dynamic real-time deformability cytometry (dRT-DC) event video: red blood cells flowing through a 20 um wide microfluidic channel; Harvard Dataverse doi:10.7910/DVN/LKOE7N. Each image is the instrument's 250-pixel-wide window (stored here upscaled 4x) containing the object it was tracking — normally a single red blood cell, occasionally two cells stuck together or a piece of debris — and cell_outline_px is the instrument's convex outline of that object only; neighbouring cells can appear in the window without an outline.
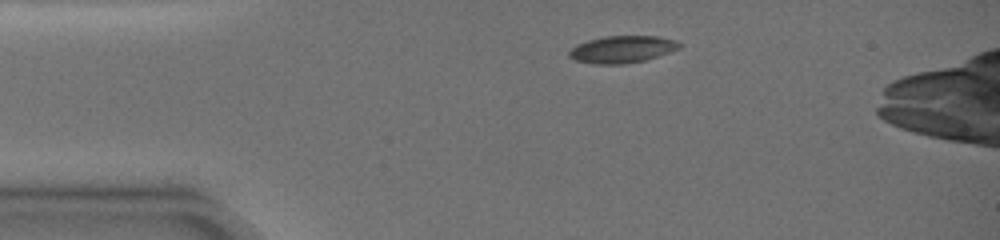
{"species": "common noctule bat (a hibernating species)", "species_latin": "Nyctalus noctula", "temperature_condition": "warm", "stored_images_in_passage": 12, "camera_frame_rate_fps": 3000, "um_per_image_px": 0.085, "animal": {"sex": "female", "body_mass_g": 19.0, "forearm_length_mm": 51.5}, "frame": {"image": 1, "passage_image": 1, "time_ms": 0.0, "image_size_px": [1000, 240], "cell_outline_px": [[680, 48], [644, 60], [624, 64], [592, 64], [576, 60], [568, 56], [568, 52], [576, 44], [588, 40], [604, 36], [656, 36], [676, 40], [680, 44]], "centroid_in_image_um": [52.84, 4.19], "position_along_channel_um": 32.2, "area_um2": 17.28}}